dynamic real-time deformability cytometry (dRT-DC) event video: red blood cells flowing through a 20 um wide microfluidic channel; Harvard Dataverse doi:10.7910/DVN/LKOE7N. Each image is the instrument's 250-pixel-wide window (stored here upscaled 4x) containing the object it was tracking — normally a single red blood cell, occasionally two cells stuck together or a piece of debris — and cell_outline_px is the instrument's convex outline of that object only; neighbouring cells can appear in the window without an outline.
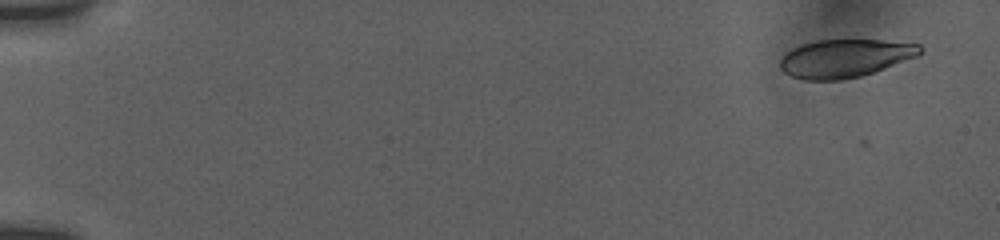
{"species": "human", "species_latin": "Homo sapiens", "temperature_condition": "room temperature", "stored_images_in_passage": 10, "camera_frame_rate_fps": 3000, "um_per_image_px": 0.085, "donor": {"sex": "female"}, "frame": {"image": 1, "passage_image": 1, "time_ms": 0.0, "image_size_px": [1000, 240], "cell_outline_px": [[924, 52], [916, 56], [884, 68], [860, 76], [840, 80], [804, 80], [792, 76], [784, 72], [780, 68], [780, 60], [784, 52], [792, 48], [816, 40], [884, 40], [920, 44], [924, 48]], "centroid_in_image_um": [71.81, 4.94], "position_along_channel_um": 13.2, "area_um2": 31.04}}
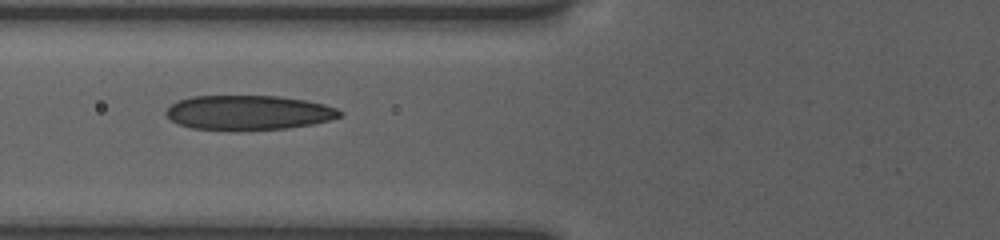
{"frame": {"image": 2, "passage_image": 7, "time_ms": 6.667, "image_size_px": [1000, 240], "cell_outline_px": [[344, 112], [340, 116], [328, 120], [312, 124], [284, 128], [192, 128], [180, 124], [172, 120], [164, 112], [176, 100], [192, 96], [280, 96], [304, 100], [324, 104], [336, 108]], "centroid_in_image_um": [21.13, 9.53], "position_along_channel_um": 104.7, "area_um2": 34.04}}
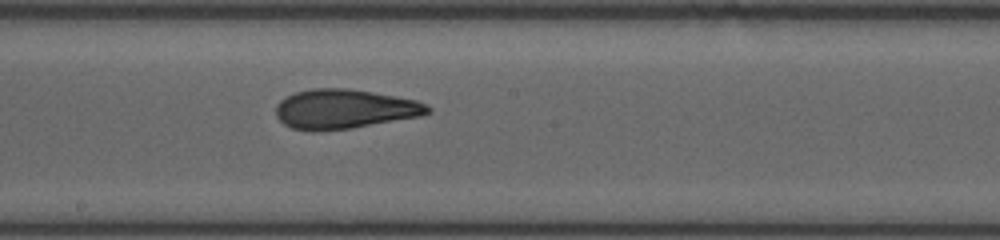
{"frame": {"image": 3, "passage_image": 10, "time_ms": 9.667, "image_size_px": [1000, 240], "cell_outline_px": [[432, 112], [420, 116], [352, 128], [292, 128], [284, 124], [276, 116], [276, 104], [280, 100], [296, 92], [312, 88], [344, 88], [372, 92], [396, 96], [416, 100], [432, 108]], "centroid_in_image_um": [29.31, 9.23], "position_along_channel_um": 218.9, "area_um2": 34.04}}